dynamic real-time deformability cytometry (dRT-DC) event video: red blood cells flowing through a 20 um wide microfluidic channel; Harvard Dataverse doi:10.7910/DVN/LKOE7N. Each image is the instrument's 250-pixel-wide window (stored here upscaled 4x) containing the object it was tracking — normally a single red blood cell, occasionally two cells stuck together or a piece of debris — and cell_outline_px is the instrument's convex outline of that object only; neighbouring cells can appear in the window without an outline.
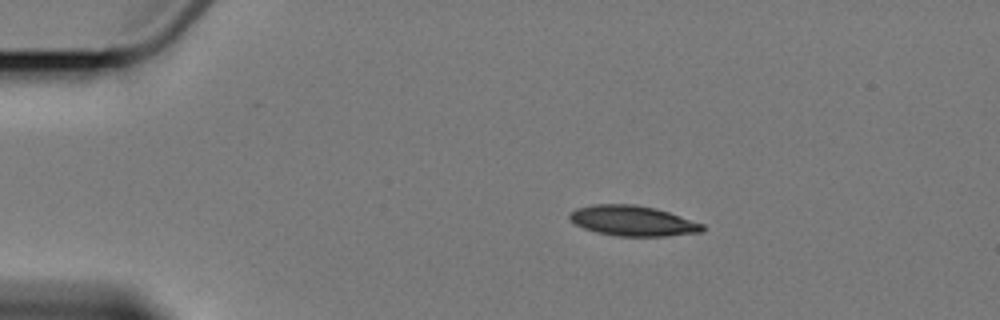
{"species": "Egyptian fruit bat (a non-hibernating species)", "species_latin": "Rousettus aegyptiacus", "temperature_condition": "cold", "stored_images_in_passage": 15, "segment_of_instrument_passage": [1, 2], "camera_frame_rate_fps": 3000, "um_per_image_px": 0.085, "animal": {"sex": "female"}, "frame": {"image": 1, "passage_image": 1, "time_ms": 0.0, "image_size_px": [1000, 320], "cell_outline_px": [[704, 228], [700, 232], [664, 236], [616, 236], [596, 232], [584, 228], [576, 224], [568, 216], [568, 212], [576, 208], [592, 204], [636, 204], [656, 208], [704, 224]], "centroid_in_image_um": [53.74, 18.76], "position_along_channel_um": 31.3, "area_um2": 23.41}}
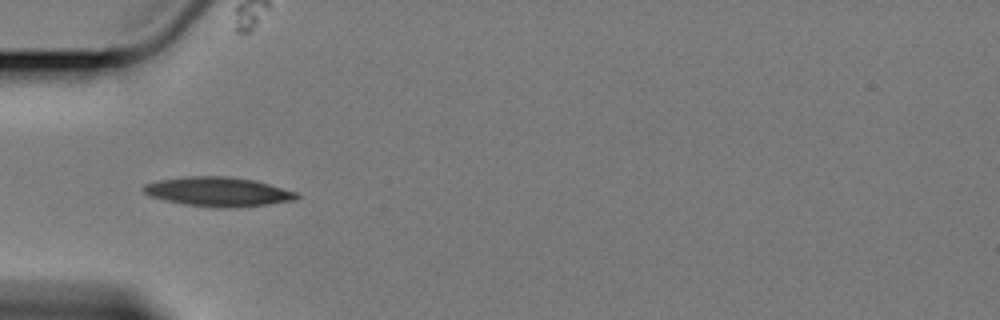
{"frame": {"image": 2, "passage_image": 3, "time_ms": 2.667, "image_size_px": [1000, 320], "cell_outline_px": [[300, 196], [296, 200], [268, 204], [236, 208], [216, 208], [184, 204], [152, 196], [144, 192], [144, 184], [156, 180], [188, 176], [228, 176], [256, 180], [296, 192]], "centroid_in_image_um": [18.58, 16.29], "position_along_channel_um": 66.4, "area_um2": 26.18}}